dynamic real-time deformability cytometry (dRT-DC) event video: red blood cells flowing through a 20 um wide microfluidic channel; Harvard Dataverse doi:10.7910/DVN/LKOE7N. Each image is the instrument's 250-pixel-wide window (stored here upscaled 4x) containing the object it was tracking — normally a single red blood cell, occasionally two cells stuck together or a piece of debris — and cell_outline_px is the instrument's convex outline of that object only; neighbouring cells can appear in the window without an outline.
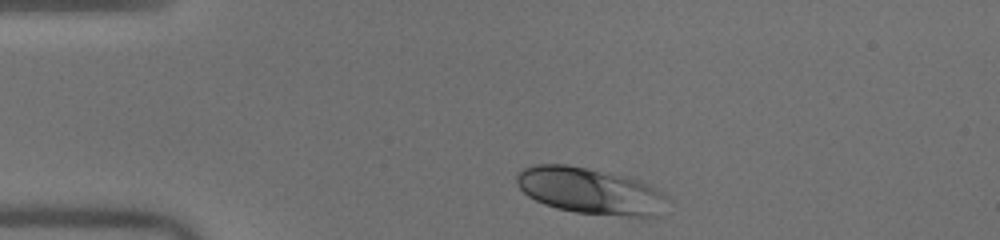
{"species": "human", "species_latin": "Homo sapiens", "temperature_condition": "warm", "stored_images_in_passage": 36, "camera_frame_rate_fps": 3000, "um_per_image_px": 0.085, "donor": {"sex": "male"}, "frame": {"image": 1, "passage_image": 1, "time_ms": 0.0, "image_size_px": [1000, 240], "cell_outline_px": [[668, 196], [656, 216], [628, 216], [576, 212], [556, 208], [544, 204], [528, 196], [516, 184], [516, 172], [524, 168], [536, 164], [564, 164], [584, 168], [620, 176], [636, 180], [648, 184]], "centroid_in_image_um": [50.08, 16.22], "position_along_channel_um": 34.9, "area_um2": 39.82}}
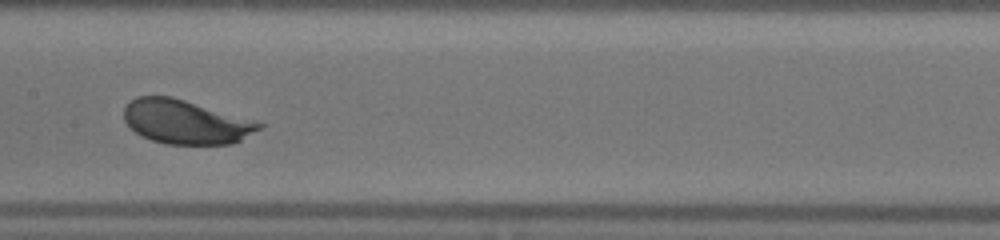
{"frame": {"image": 2, "passage_image": 16, "time_ms": 5.0, "image_size_px": [1000, 240], "cell_outline_px": [[264, 124], [260, 128], [240, 140], [232, 144], [164, 144], [152, 140], [136, 132], [124, 120], [124, 108], [136, 96], [172, 96]], "centroid_in_image_um": [15.74, 10.36], "position_along_channel_um": 191.7, "area_um2": 33.99}}
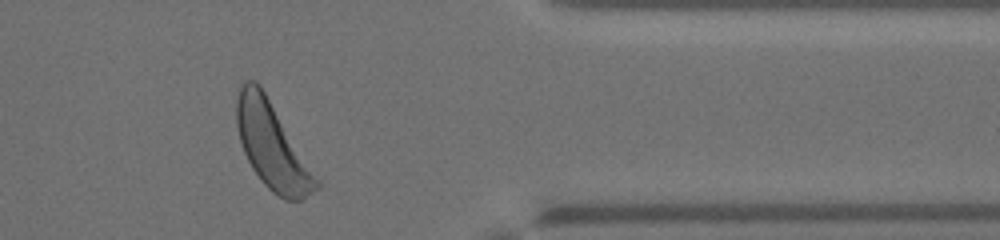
{"frame": {"image": 3, "passage_image": 32, "time_ms": 10.333, "image_size_px": [1000, 240], "cell_outline_px": [[320, 188], [300, 200], [288, 200], [272, 192], [260, 180], [252, 168], [244, 152], [240, 140], [236, 124], [236, 100], [240, 84], [244, 80], [256, 80], [260, 84], [320, 180]], "centroid_in_image_um": [23.12, 12.37], "position_along_channel_um": 388.3, "area_um2": 39.94}, "authors_computed_cell_mechanics": {"area_um2": 35.6048, "velocity_mm_per_s": 4.0093, "shape_relaxation_time_tau1_ms": 1.3237, "shape_relaxation_time_tau2_ms": null, "deformation_change_tau1": 0.1027, "deformation_change_tau2": null}}